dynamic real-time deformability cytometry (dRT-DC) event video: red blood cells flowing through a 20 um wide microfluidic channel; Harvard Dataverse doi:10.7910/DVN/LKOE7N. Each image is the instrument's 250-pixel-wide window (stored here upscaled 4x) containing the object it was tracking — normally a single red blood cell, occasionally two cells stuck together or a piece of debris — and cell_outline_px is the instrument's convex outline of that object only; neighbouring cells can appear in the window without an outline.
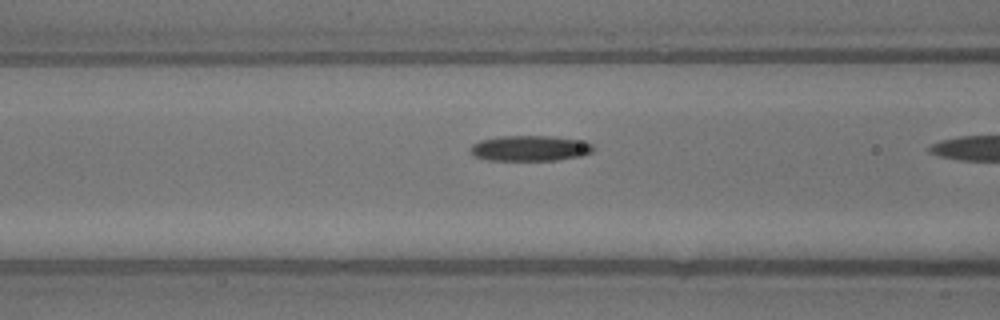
{"species": "common noctule bat (a hibernating species)", "species_latin": "Nyctalus noctula", "temperature_condition": "warm", "stored_images_in_passage": 6, "camera_frame_rate_fps": 3000, "um_per_image_px": 0.085, "animal": {"sex": "male", "body_mass_g": 13.3}, "frame": {"image": 1, "passage_image": 5, "time_ms": 1.333, "image_size_px": [1000, 320], "cell_outline_px": [[596, 148], [592, 152], [580, 156], [556, 160], [488, 160], [476, 156], [472, 152], [472, 144], [480, 140], [500, 136], [552, 136], [584, 140], [592, 144]], "centroid_in_image_um": [45.12, 12.59], "position_along_channel_um": 121.5, "area_um2": 18.26}}